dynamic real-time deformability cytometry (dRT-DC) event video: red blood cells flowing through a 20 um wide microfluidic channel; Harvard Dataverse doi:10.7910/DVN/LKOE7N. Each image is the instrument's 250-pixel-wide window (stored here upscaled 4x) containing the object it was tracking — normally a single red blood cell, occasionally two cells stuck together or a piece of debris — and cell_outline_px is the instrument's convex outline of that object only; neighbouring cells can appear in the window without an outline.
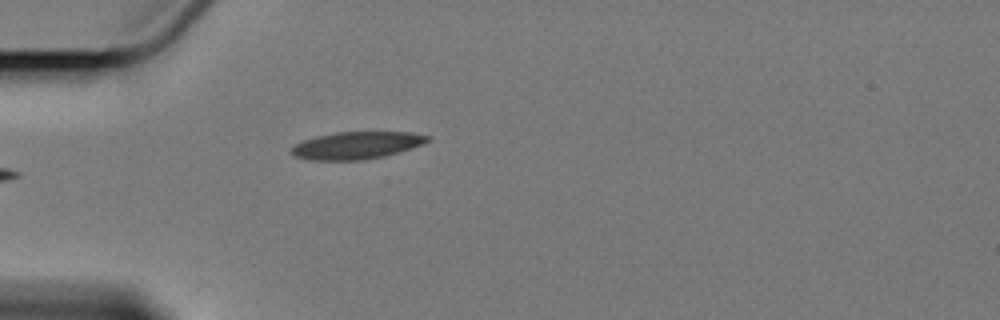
{"species": "Egyptian fruit bat (a non-hibernating species)", "species_latin": "Rousettus aegyptiacus", "temperature_condition": "cold", "stored_images_in_passage": 5, "camera_frame_rate_fps": 3000, "um_per_image_px": 0.085, "animal": {"sex": "female"}, "frame": {"image": 1, "passage_image": 5, "time_ms": 5.667, "image_size_px": [1000, 320], "cell_outline_px": [[432, 136], [428, 140], [420, 144], [384, 156], [364, 160], [308, 160], [292, 156], [288, 152], [292, 144], [316, 136], [336, 132], [412, 132]], "centroid_in_image_um": [30.2, 12.36], "position_along_channel_um": 54.8, "area_um2": 21.73}}